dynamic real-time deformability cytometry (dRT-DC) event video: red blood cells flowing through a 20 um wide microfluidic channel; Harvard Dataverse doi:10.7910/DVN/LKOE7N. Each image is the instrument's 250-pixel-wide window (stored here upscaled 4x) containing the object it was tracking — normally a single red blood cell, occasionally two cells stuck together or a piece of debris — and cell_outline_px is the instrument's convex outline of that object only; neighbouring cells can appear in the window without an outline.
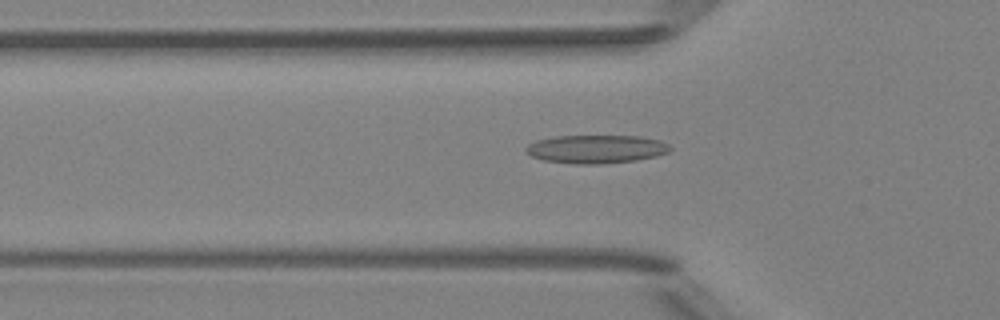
{"species": "Egyptian fruit bat (a non-hibernating species)", "species_latin": "Rousettus aegyptiacus", "temperature_condition": "room temperature", "stored_images_in_passage": 49, "camera_frame_rate_fps": 3000, "um_per_image_px": 0.085, "animal": {"sex": "female"}, "frame": {"image": 1, "passage_image": 15, "time_ms": 4.667, "image_size_px": [1000, 320], "cell_outline_px": [[672, 148], [668, 152], [656, 156], [636, 160], [600, 164], [572, 164], [544, 160], [532, 156], [524, 152], [524, 148], [528, 144], [536, 140], [556, 136], [640, 136], [660, 140], [668, 144]], "centroid_in_image_um": [50.65, 12.67], "position_along_channel_um": 75.2, "area_um2": 23.93}}
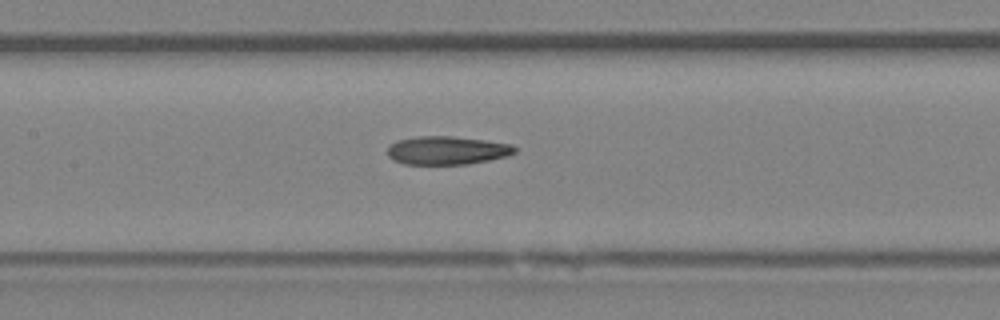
{"frame": {"image": 2, "passage_image": 22, "time_ms": 7.0, "image_size_px": [1000, 320], "cell_outline_px": [[516, 152], [508, 156], [468, 164], [404, 164], [392, 160], [388, 156], [388, 144], [396, 140], [420, 136], [452, 136], [484, 140], [512, 144], [516, 148]], "centroid_in_image_um": [37.97, 12.78], "position_along_channel_um": 169.4, "area_um2": 21.15}}
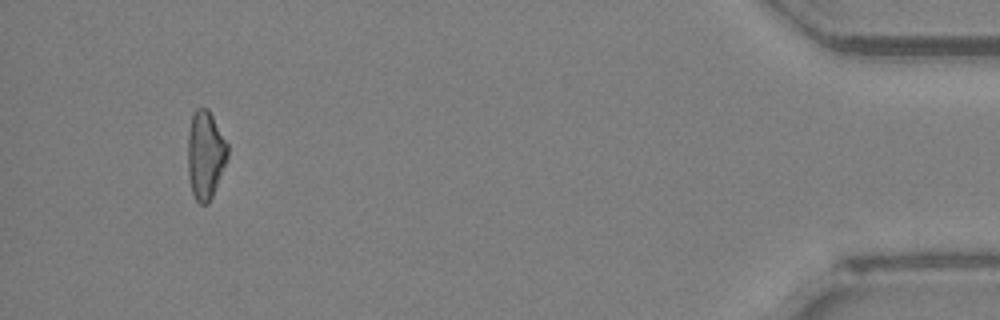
{"frame": {"image": 3, "passage_image": 46, "time_ms": 15.0, "image_size_px": [1000, 320], "cell_outline_px": [[228, 156], [212, 196], [208, 204], [200, 204], [196, 200], [192, 192], [188, 176], [188, 132], [192, 116], [196, 108], [208, 108], [228, 144]], "centroid_in_image_um": [17.45, 13.16], "position_along_channel_um": 417.8, "area_um2": 20.35}, "authors_computed_cell_mechanics": {"area_um2": 21.4438, "velocity_mm_per_s": 4.0414, "shape_relaxation_time_tau1_ms": null, "shape_relaxation_time_tau2_ms": 10.6042, "deformation_change_tau1": null, "deformation_change_tau2": 0.2448}}